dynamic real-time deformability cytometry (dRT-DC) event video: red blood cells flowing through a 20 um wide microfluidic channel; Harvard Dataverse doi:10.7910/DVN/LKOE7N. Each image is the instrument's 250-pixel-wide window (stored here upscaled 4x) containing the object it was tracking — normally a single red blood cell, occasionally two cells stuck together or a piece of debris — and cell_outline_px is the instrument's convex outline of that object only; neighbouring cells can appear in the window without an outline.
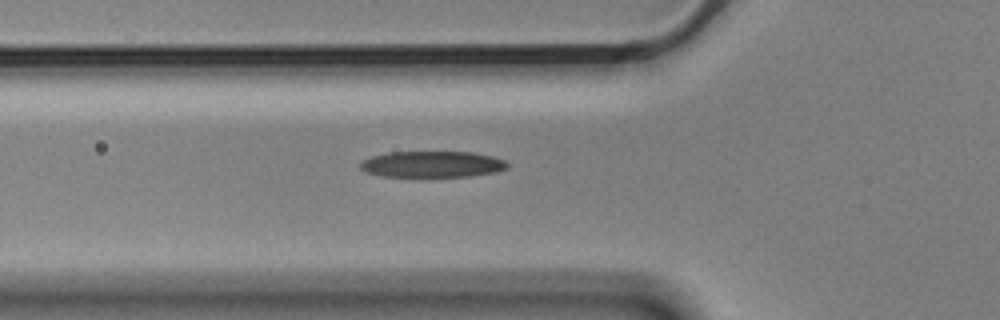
{"species": "Egyptian fruit bat (a non-hibernating species)", "species_latin": "Rousettus aegyptiacus", "temperature_condition": "cold", "stored_images_in_passage": 5, "camera_frame_rate_fps": 3000, "um_per_image_px": 0.085, "animal": {"sex": "male"}, "frame": {"image": 1, "passage_image": 5, "time_ms": 1.333, "image_size_px": [1000, 320], "cell_outline_px": [[508, 168], [496, 172], [472, 176], [420, 180], [380, 176], [368, 172], [360, 168], [360, 164], [364, 160], [372, 156], [392, 152], [472, 152], [492, 156], [504, 160], [508, 164]], "centroid_in_image_um": [36.74, 14.02], "position_along_channel_um": 89.1, "area_um2": 23.58}}